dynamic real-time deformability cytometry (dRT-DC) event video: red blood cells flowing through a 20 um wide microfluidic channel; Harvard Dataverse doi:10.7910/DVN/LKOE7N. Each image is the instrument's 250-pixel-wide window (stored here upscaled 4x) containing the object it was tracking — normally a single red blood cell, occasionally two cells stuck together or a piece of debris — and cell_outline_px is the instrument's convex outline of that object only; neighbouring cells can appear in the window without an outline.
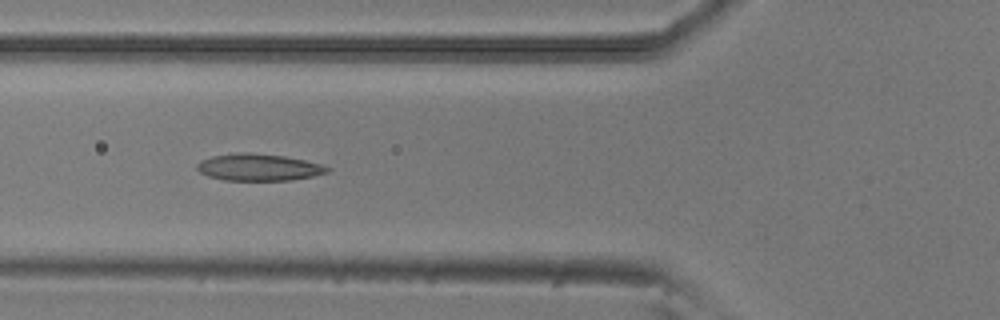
{"species": "common noctule bat (a hibernating species)", "species_latin": "Nyctalus noctula", "temperature_condition": "room temperature", "stored_images_in_passage": 7, "camera_frame_rate_fps": 3000, "um_per_image_px": 0.085, "animal": {"sex": "male", "body_mass_g": 20.5, "forearm_length_mm": 52.5}, "frame": {"image": 1, "passage_image": 5, "time_ms": 1.333, "image_size_px": [1000, 320], "cell_outline_px": [[332, 168], [328, 172], [312, 176], [288, 180], [224, 180], [208, 176], [200, 172], [196, 168], [196, 164], [200, 160], [212, 156], [236, 152], [248, 152], [284, 156], [304, 160], [320, 164]], "centroid_in_image_um": [21.95, 14.21], "position_along_channel_um": 103.9, "area_um2": 20.4}}
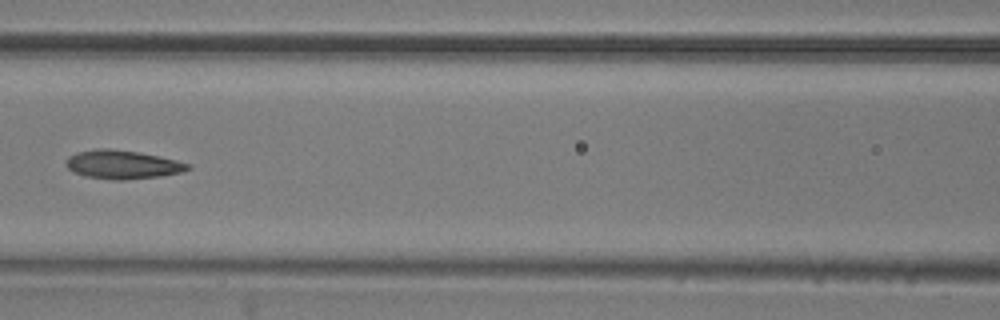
{"frame": {"image": 2, "passage_image": 6, "time_ms": 1.667, "image_size_px": [1000, 320], "cell_outline_px": [[192, 168], [180, 172], [160, 176], [124, 180], [112, 180], [84, 176], [68, 168], [64, 164], [68, 156], [76, 152], [96, 148], [112, 148], [160, 156], [192, 164]], "centroid_in_image_um": [10.4, 13.98], "position_along_channel_um": 156.2, "area_um2": 20.46}}
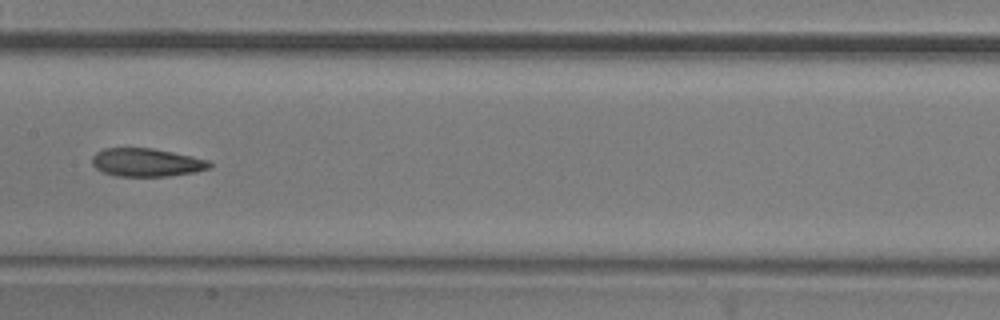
{"frame": {"image": 3, "passage_image": 7, "time_ms": 2.0, "image_size_px": [1000, 320], "cell_outline_px": [[212, 168], [196, 172], [168, 176], [116, 176], [104, 172], [96, 168], [92, 164], [92, 156], [96, 152], [104, 148], [152, 148], [192, 156], [208, 160], [212, 164]], "centroid_in_image_um": [12.47, 13.81], "position_along_channel_um": 194.9, "area_um2": 19.36}}